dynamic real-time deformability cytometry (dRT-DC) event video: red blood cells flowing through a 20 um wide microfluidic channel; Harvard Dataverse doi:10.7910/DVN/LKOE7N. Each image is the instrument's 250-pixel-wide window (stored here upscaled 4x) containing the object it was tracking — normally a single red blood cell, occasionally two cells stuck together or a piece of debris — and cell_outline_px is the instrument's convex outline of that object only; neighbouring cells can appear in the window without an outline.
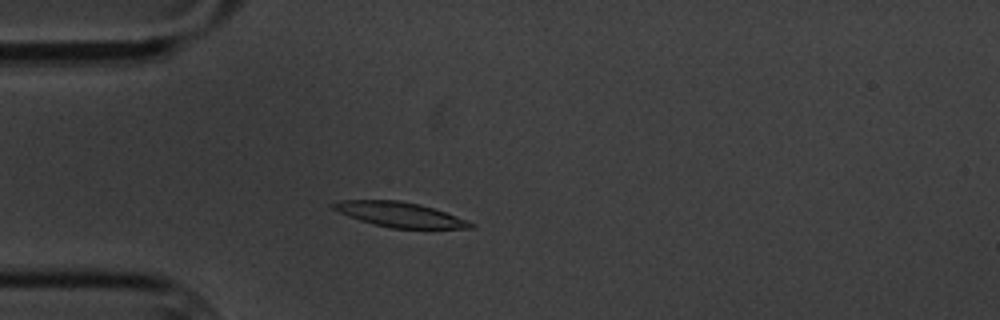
{"species": "common noctule bat (a hibernating species)", "species_latin": "Nyctalus noctula", "temperature_condition": "cold", "stored_images_in_passage": 2, "camera_frame_rate_fps": 3000, "um_per_image_px": 0.085, "animal": {"sex": "male", "body_mass_g": 20.1, "forearm_length_mm": 53.5}, "frame": {"image": 1, "passage_image": 2, "time_ms": 1.333, "image_size_px": [1000, 320], "cell_outline_px": [[476, 224], [472, 228], [392, 228], [372, 224], [348, 216], [332, 208], [328, 204], [340, 200], [400, 200], [420, 204], [468, 220]], "centroid_in_image_um": [33.95, 18.23], "position_along_channel_um": 51.1, "area_um2": 19.83}}